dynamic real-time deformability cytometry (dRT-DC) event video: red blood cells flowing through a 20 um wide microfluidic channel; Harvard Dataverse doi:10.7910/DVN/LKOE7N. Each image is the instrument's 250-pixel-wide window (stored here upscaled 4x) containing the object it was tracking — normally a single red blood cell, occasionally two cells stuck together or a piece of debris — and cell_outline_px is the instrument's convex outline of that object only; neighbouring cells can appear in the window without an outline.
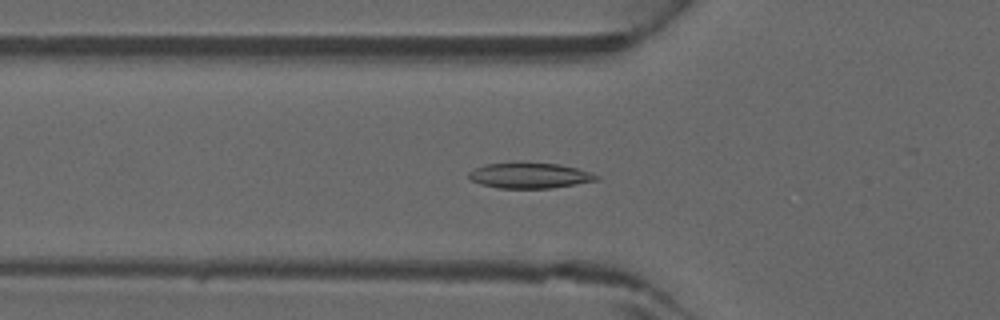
{"species": "common noctule bat (a hibernating species)", "species_latin": "Nyctalus noctula", "temperature_condition": "warm", "stored_images_in_passage": 30, "camera_frame_rate_fps": 3000, "um_per_image_px": 0.085, "animal": {"sex": "male", "forearm_length_mm": 52.5}, "frame": {"image": 1, "passage_image": 15, "time_ms": 4.667, "image_size_px": [1000, 320], "cell_outline_px": [[600, 180], [552, 188], [496, 188], [480, 184], [472, 180], [468, 176], [468, 172], [476, 168], [488, 164], [508, 160], [560, 164], [592, 172], [600, 176]], "centroid_in_image_um": [45.03, 14.89], "position_along_channel_um": 80.8, "area_um2": 19.65}}
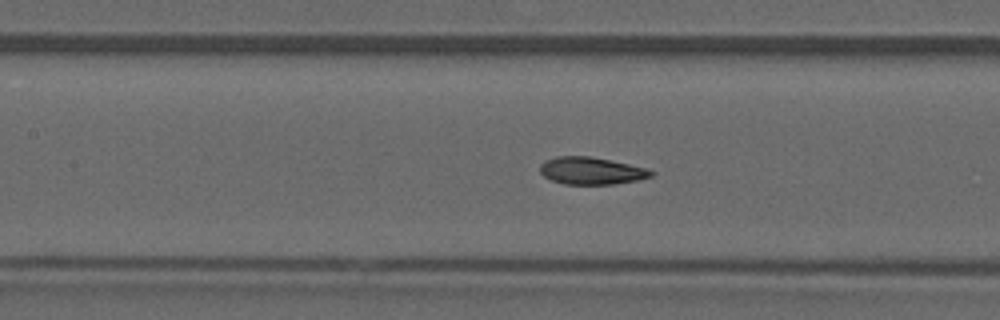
{"frame": {"image": 2, "passage_image": 20, "time_ms": 6.333, "image_size_px": [1000, 320], "cell_outline_px": [[656, 172], [652, 176], [640, 180], [612, 184], [564, 184], [552, 180], [544, 176], [540, 172], [540, 164], [556, 156], [588, 156], [648, 168]], "centroid_in_image_um": [50.29, 14.52], "position_along_channel_um": 157.1, "area_um2": 17.57}}
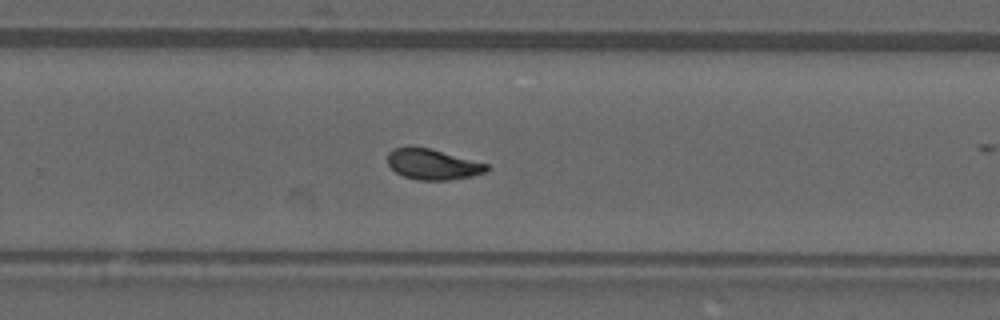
{"frame": {"image": 3, "passage_image": 29, "time_ms": 9.333, "image_size_px": [1000, 320], "cell_outline_px": [[492, 168], [484, 172], [468, 176], [448, 180], [420, 180], [404, 176], [396, 172], [388, 164], [388, 152], [392, 148], [432, 148], [488, 164]], "centroid_in_image_um": [36.8, 13.96], "position_along_channel_um": 293.0, "area_um2": 17.4}}